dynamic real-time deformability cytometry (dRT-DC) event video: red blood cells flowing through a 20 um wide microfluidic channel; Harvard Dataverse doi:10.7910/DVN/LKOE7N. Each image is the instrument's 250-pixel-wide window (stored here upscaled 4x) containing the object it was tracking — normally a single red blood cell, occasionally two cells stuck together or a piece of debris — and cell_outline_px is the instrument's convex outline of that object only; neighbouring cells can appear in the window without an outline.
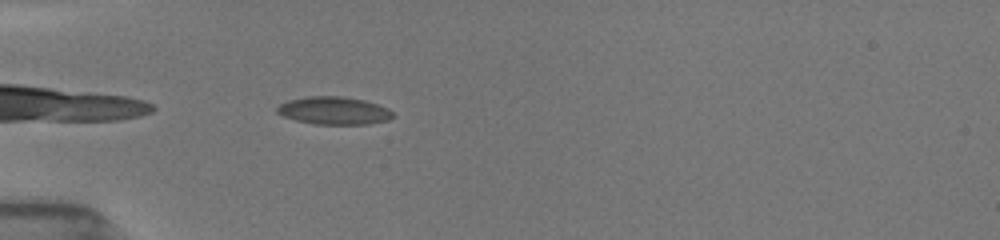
{"species": "common noctule bat (a hibernating species)", "species_latin": "Nyctalus noctula", "temperature_condition": "room temperature", "stored_images_in_passage": 8, "camera_frame_rate_fps": 3000, "um_per_image_px": 0.085, "animal": {"sex": "female", "body_mass_g": 19.5, "forearm_length_mm": 54.1}, "frame": {"image": 1, "passage_image": 4, "time_ms": 0.667, "image_size_px": [1000, 240], "cell_outline_px": [[392, 116], [388, 120], [368, 124], [316, 124], [296, 120], [284, 116], [276, 112], [276, 108], [280, 104], [288, 100], [304, 96], [344, 96], [364, 100], [388, 108], [392, 112]], "centroid_in_image_um": [28.36, 9.39], "position_along_channel_um": 56.6, "area_um2": 18.67}}